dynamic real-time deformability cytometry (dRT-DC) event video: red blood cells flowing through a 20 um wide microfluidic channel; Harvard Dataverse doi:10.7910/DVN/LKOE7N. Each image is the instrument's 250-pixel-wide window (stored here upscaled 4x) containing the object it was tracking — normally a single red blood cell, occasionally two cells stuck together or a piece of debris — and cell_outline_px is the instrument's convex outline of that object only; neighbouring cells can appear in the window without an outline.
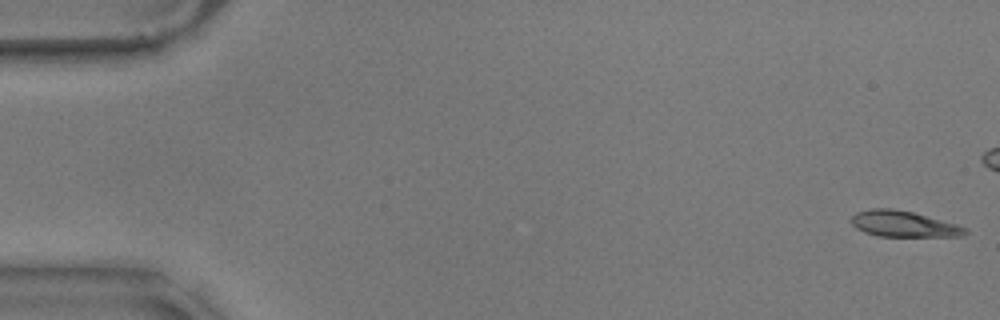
{"species": "common noctule bat (a hibernating species)", "species_latin": "Nyctalus noctula", "temperature_condition": "warm", "stored_images_in_passage": 58, "camera_frame_rate_fps": 3000, "um_per_image_px": 0.085, "animal": {"sex": "male", "body_mass_g": 17.9}, "frame": {"image": 1, "passage_image": 1, "time_ms": 0.0, "image_size_px": [1000, 320], "cell_outline_px": [[968, 232], [964, 236], [876, 236], [864, 232], [856, 228], [852, 224], [852, 216], [856, 212], [872, 208], [892, 208], [912, 212], [956, 224], [968, 228]], "centroid_in_image_um": [76.8, 19.04], "position_along_channel_um": 8.2, "area_um2": 17.17}}
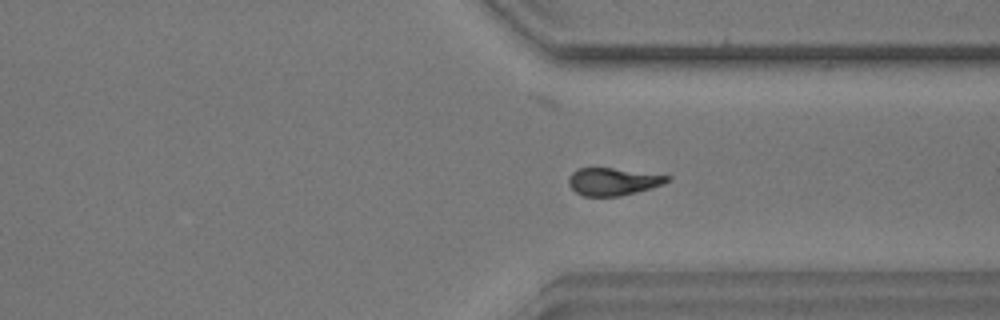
{"frame": {"image": 2, "passage_image": 43, "time_ms": 14.0, "image_size_px": [1000, 320], "cell_outline_px": [[672, 180], [664, 184], [652, 188], [620, 196], [584, 196], [576, 192], [568, 184], [568, 180], [572, 172], [576, 168], [612, 168], [672, 176]], "centroid_in_image_um": [52.13, 15.43], "position_along_channel_um": 359.3, "area_um2": 15.84}}
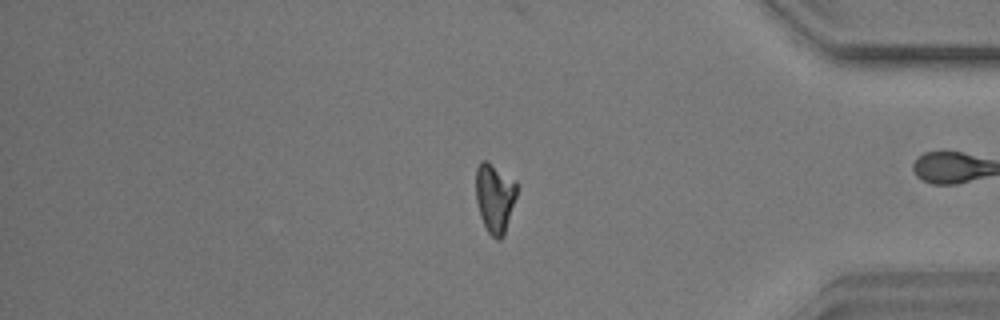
{"frame": {"image": 3, "passage_image": 48, "time_ms": 15.667, "image_size_px": [1000, 320], "cell_outline_px": [[516, 196], [504, 236], [500, 240], [496, 240], [488, 232], [480, 216], [476, 200], [476, 168], [480, 160], [488, 160], [516, 180]], "centroid_in_image_um": [42.05, 16.78], "position_along_channel_um": 393.2, "area_um2": 16.76}}